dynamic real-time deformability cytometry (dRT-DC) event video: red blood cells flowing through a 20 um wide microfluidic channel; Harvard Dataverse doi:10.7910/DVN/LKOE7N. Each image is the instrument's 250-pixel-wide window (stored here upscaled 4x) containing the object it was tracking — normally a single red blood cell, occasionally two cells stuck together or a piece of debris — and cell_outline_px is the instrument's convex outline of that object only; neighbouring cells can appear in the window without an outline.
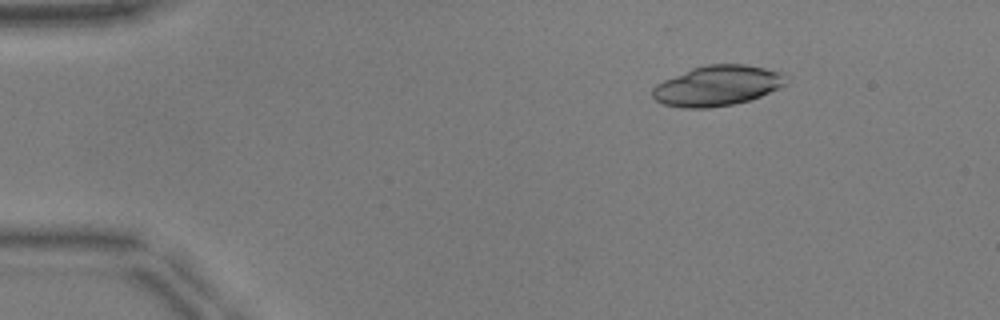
{"species": "common noctule bat (a hibernating species)", "species_latin": "Nyctalus noctula", "temperature_condition": "warm", "stored_images_in_passage": 45, "camera_frame_rate_fps": 3000, "um_per_image_px": 0.085, "animal": {"sex": "male", "body_mass_g": 17.9, "forearm_length_mm": 54.2}, "frame": {"image": 1, "passage_image": 2, "time_ms": 0.333, "image_size_px": [1000, 320], "cell_outline_px": [[784, 84], [760, 96], [748, 100], [732, 104], [708, 108], [684, 108], [664, 104], [656, 100], [652, 96], [652, 88], [656, 84], [664, 80], [692, 68], [708, 64], [744, 64], [764, 68], [780, 72], [784, 76]], "centroid_in_image_um": [60.91, 7.28], "position_along_channel_um": 24.1, "area_um2": 30.81}}
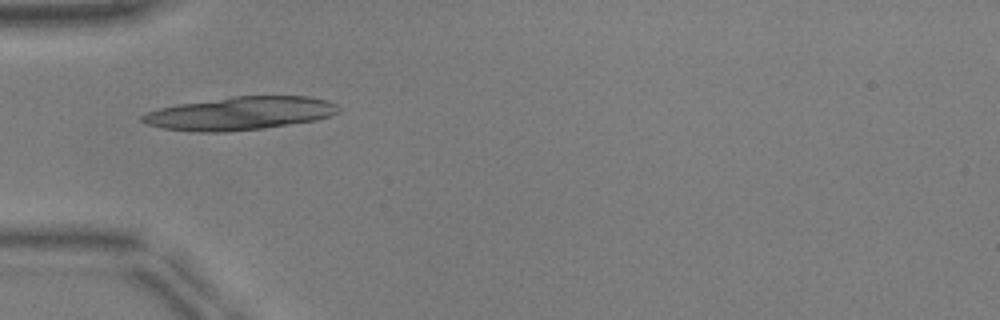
{"frame": {"image": 2, "passage_image": 11, "time_ms": 3.333, "image_size_px": [1000, 320], "cell_outline_px": [[340, 112], [316, 120], [264, 128], [220, 132], [200, 132], [164, 128], [148, 124], [140, 120], [140, 116], [148, 112], [160, 108], [176, 104], [232, 96], [308, 96], [324, 100], [336, 104], [340, 108]], "centroid_in_image_um": [20.4, 9.63], "position_along_channel_um": 64.6, "area_um2": 37.74}}